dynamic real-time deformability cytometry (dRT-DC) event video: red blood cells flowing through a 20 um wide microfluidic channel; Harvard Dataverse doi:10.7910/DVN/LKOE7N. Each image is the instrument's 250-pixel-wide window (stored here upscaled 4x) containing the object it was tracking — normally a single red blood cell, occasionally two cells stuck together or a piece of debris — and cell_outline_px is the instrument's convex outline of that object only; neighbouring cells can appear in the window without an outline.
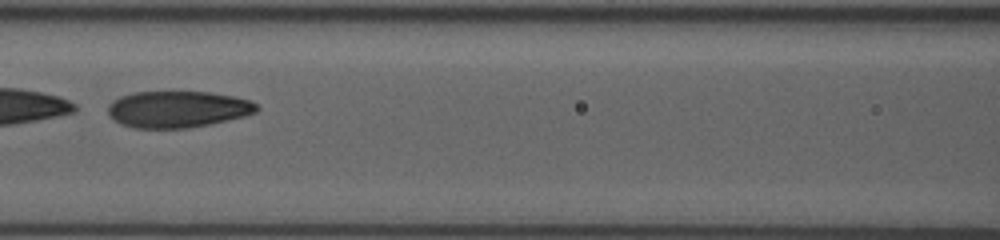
{"species": "human", "species_latin": "Homo sapiens", "temperature_condition": "room temperature", "stored_images_in_passage": 51, "segment_of_instrument_passage": [2, 2], "camera_frame_rate_fps": 3000, "um_per_image_px": 0.085, "donor": {"sex": "female"}, "frame": {"image": 1, "passage_image": 23, "time_ms": 7.333, "image_size_px": [1000, 240], "cell_outline_px": [[260, 108], [256, 112], [244, 116], [208, 124], [188, 128], [132, 128], [120, 124], [112, 120], [108, 112], [108, 104], [112, 100], [120, 96], [136, 92], [212, 92], [252, 100]], "centroid_in_image_um": [15.07, 9.28], "position_along_channel_um": 151.5, "area_um2": 31.85}}
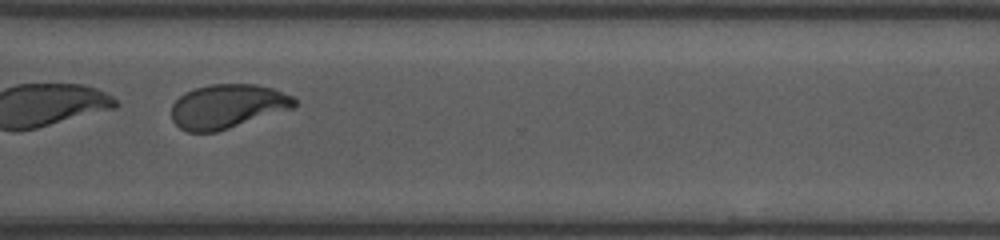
{"frame": {"image": 2, "passage_image": 39, "time_ms": 12.667, "image_size_px": [1000, 240], "cell_outline_px": [[296, 104], [292, 108], [216, 132], [188, 132], [180, 128], [172, 120], [172, 104], [184, 92], [196, 88], [212, 84], [256, 84], [272, 88], [292, 96], [296, 100]], "centroid_in_image_um": [19.3, 9.03], "position_along_channel_um": 351.3, "area_um2": 31.33}}